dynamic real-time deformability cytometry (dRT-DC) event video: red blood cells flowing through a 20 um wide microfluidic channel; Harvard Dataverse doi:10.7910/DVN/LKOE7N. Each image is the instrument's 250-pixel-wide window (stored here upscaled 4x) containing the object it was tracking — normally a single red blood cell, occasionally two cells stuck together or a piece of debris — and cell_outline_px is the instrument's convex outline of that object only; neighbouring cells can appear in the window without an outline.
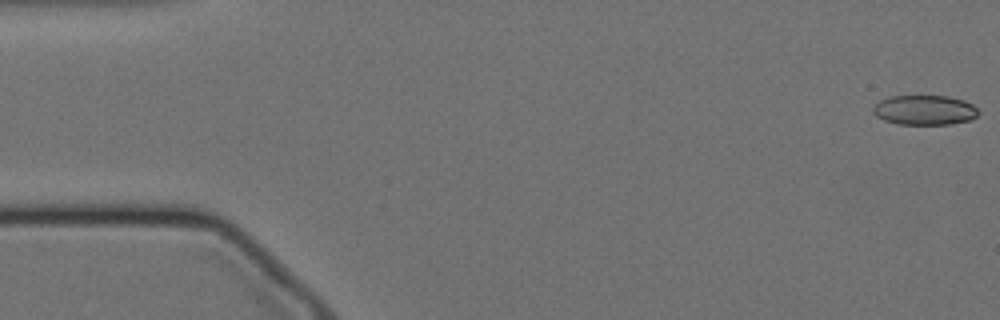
{"species": "Egyptian fruit bat (a non-hibernating species)", "species_latin": "Rousettus aegyptiacus", "temperature_condition": "cold", "stored_images_in_passage": 57, "camera_frame_rate_fps": 3000, "um_per_image_px": 0.085, "animal": {"sex": "female"}, "frame": {"image": 1, "passage_image": 1, "time_ms": 0.0, "image_size_px": [1000, 320], "cell_outline_px": [[980, 112], [972, 120], [952, 124], [900, 124], [884, 120], [876, 116], [872, 112], [872, 108], [880, 100], [888, 96], [948, 96], [964, 100], [972, 104]], "centroid_in_image_um": [78.6, 9.35], "position_along_channel_um": 6.4, "area_um2": 18.38}}
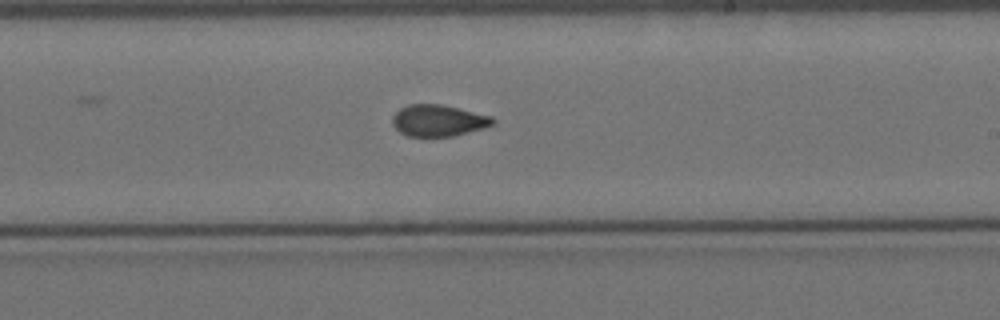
{"frame": {"image": 2, "passage_image": 33, "time_ms": 10.667, "image_size_px": [1000, 320], "cell_outline_px": [[496, 124], [484, 128], [452, 136], [408, 136], [400, 132], [392, 124], [392, 116], [400, 108], [408, 104], [440, 104], [492, 116], [496, 120]], "centroid_in_image_um": [37.27, 10.24], "position_along_channel_um": 251.7, "area_um2": 18.44}}
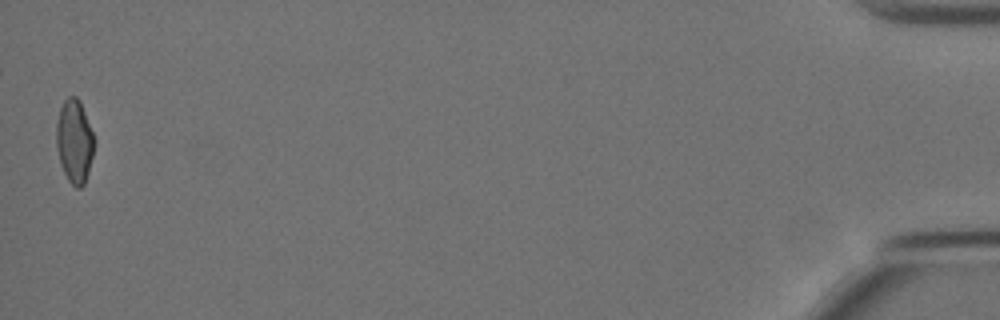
{"frame": {"image": 3, "passage_image": 57, "time_ms": 18.667, "image_size_px": [1000, 320], "cell_outline_px": [[96, 140], [88, 172], [84, 184], [80, 188], [76, 188], [68, 180], [60, 164], [56, 148], [56, 120], [60, 108], [64, 100], [68, 96], [76, 96], [80, 100]], "centroid_in_image_um": [6.32, 11.98], "position_along_channel_um": 428.9, "area_um2": 18.67}, "authors_computed_cell_mechanics": {"area_um2": 18.7272, "velocity_mm_per_s": 3.4873, "shape_relaxation_time_tau1_ms": null, "shape_relaxation_time_tau2_ms": 2.4574, "deformation_change_tau1": null, "deformation_change_tau2": 0.0613}}